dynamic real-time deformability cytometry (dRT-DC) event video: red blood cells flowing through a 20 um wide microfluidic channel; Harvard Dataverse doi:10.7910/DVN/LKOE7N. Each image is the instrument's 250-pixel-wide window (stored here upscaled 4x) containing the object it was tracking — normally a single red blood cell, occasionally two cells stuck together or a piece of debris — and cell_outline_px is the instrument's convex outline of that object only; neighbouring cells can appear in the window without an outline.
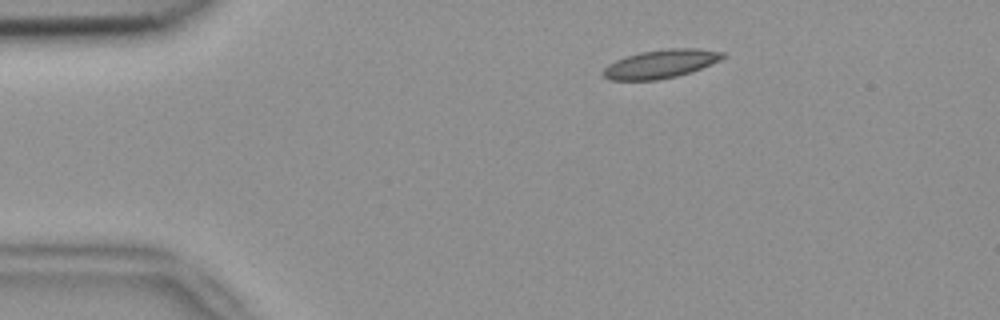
{"species": "common noctule bat (a hibernating species)", "species_latin": "Nyctalus noctula", "temperature_condition": "room temperature", "stored_images_in_passage": 45, "camera_frame_rate_fps": 3000, "um_per_image_px": 0.085, "animal": {"sex": "female", "body_mass_g": 18.4}, "frame": {"image": 1, "passage_image": 1, "time_ms": 0.0, "image_size_px": [1000, 320], "cell_outline_px": [[724, 56], [720, 60], [700, 68], [676, 76], [656, 80], [608, 80], [600, 72], [608, 64], [616, 60], [640, 52], [668, 48], [700, 48], [724, 52]], "centroid_in_image_um": [56.12, 5.42], "position_along_channel_um": 28.9, "area_um2": 19.71}}
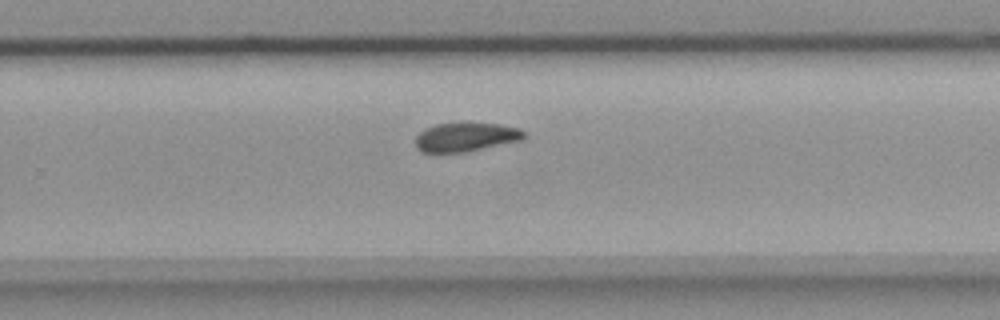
{"frame": {"image": 2, "passage_image": 26, "time_ms": 8.333, "image_size_px": [1000, 320], "cell_outline_px": [[528, 136], [524, 140], [464, 152], [420, 152], [416, 148], [416, 136], [424, 128], [436, 124], [460, 120], [468, 120], [500, 124], [520, 128]], "centroid_in_image_um": [39.63, 11.59], "position_along_channel_um": 290.2, "area_um2": 19.25}}
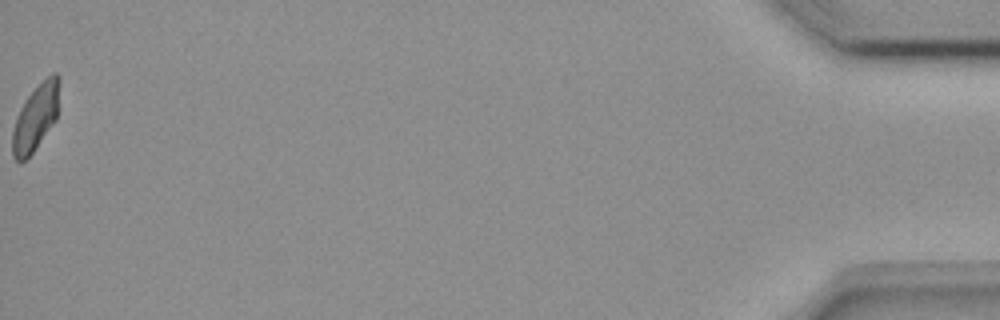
{"frame": {"image": 3, "passage_image": 45, "time_ms": 14.667, "image_size_px": [1000, 320], "cell_outline_px": [[60, 80], [56, 120], [32, 152], [24, 160], [16, 160], [12, 156], [12, 132], [20, 108], [24, 100], [52, 72], [56, 72], [60, 76]], "centroid_in_image_um": [3.04, 9.96], "position_along_channel_um": 432.2, "area_um2": 17.74}, "authors_computed_cell_mechanics": {"area_um2": 19.363, "velocity_mm_per_s": 3.8135, "shape_relaxation_time_tau1_ms": 10.8567, "shape_relaxation_time_tau2_ms": 3.3676, "deformation_change_tau1": 0.1711, "deformation_change_tau2": 0.0835}}